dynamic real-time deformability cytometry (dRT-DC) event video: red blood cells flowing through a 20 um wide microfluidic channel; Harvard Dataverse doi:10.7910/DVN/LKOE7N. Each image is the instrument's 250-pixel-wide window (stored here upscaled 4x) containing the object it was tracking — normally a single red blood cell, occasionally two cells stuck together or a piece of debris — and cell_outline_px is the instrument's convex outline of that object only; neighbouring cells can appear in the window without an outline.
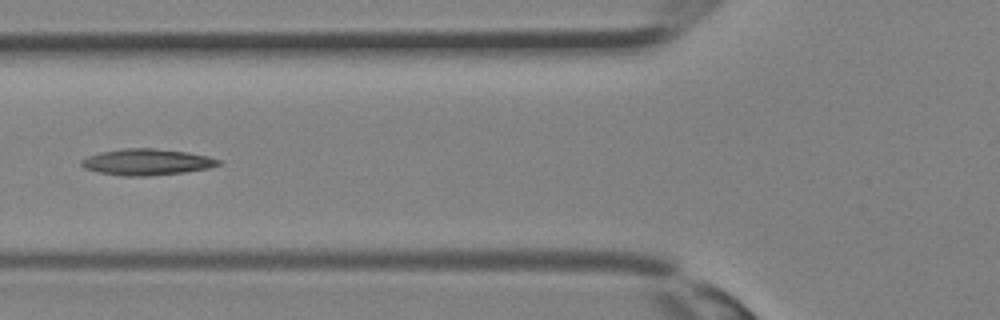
{"species": "Egyptian fruit bat (a non-hibernating species)", "species_latin": "Rousettus aegyptiacus", "temperature_condition": "room temperature", "stored_images_in_passage": 25, "camera_frame_rate_fps": 3000, "um_per_image_px": 0.085, "animal": {"sex": "female"}, "frame": {"image": 1, "passage_image": 4, "time_ms": 1.0, "image_size_px": [1000, 320], "cell_outline_px": [[224, 160], [220, 164], [208, 168], [184, 172], [148, 176], [124, 176], [96, 172], [84, 168], [80, 164], [80, 160], [88, 156], [100, 152], [124, 148], [152, 148], [188, 152], [208, 156]], "centroid_in_image_um": [12.47, 13.77], "position_along_channel_um": 113.3, "area_um2": 21.1}}
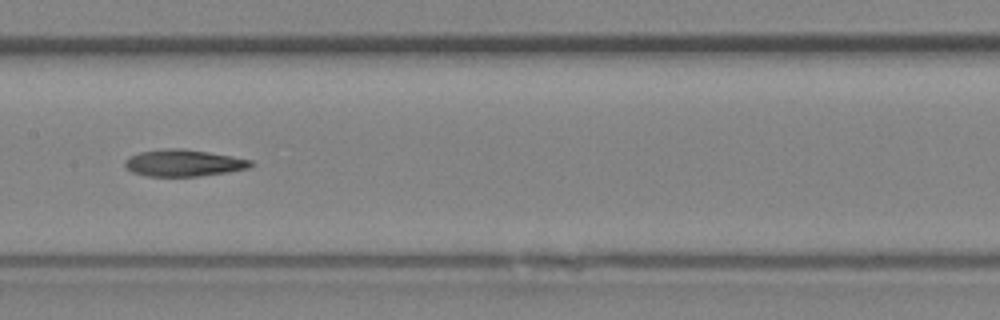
{"frame": {"image": 2, "passage_image": 8, "time_ms": 2.333, "image_size_px": [1000, 320], "cell_outline_px": [[256, 164], [248, 168], [228, 172], [200, 176], [148, 176], [132, 172], [124, 164], [124, 160], [128, 156], [140, 152], [164, 148], [184, 148], [232, 156], [252, 160]], "centroid_in_image_um": [15.61, 13.84], "position_along_channel_um": 191.8, "area_um2": 19.77}}